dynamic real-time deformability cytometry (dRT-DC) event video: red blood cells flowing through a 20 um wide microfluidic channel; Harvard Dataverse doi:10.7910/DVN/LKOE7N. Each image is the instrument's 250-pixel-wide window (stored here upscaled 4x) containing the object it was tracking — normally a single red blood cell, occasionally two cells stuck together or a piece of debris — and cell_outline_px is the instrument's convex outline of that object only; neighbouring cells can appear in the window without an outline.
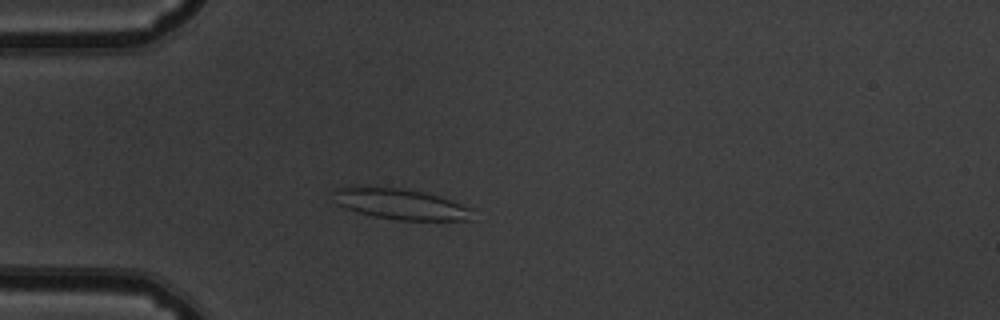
{"species": "common noctule bat (a hibernating species)", "species_latin": "Nyctalus noctula", "temperature_condition": "warm", "stored_images_in_passage": 47, "camera_frame_rate_fps": 3000, "um_per_image_px": 0.085, "animal": {"sex": "male", "body_mass_g": 19.5, "forearm_length_mm": 54.6}, "frame": {"image": 1, "passage_image": 9, "time_ms": 2.667, "image_size_px": [1000, 320], "cell_outline_px": [[472, 220], [396, 220], [376, 216], [360, 212], [336, 204], [336, 188], [400, 188], [440, 196], [472, 208]], "centroid_in_image_um": [34.16, 17.37], "position_along_channel_um": 50.8, "area_um2": 23.99}}
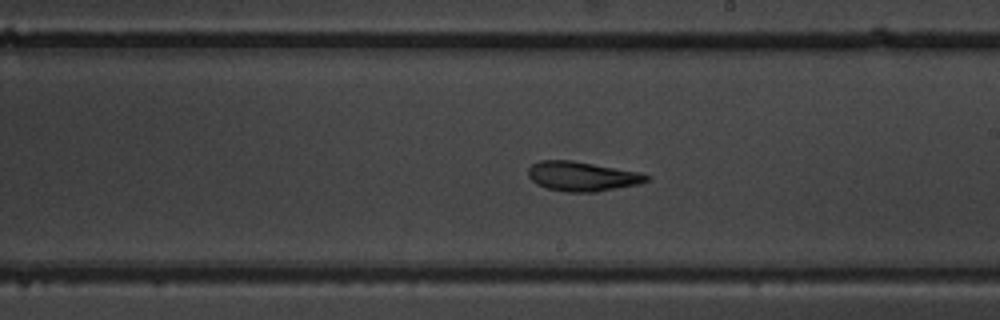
{"frame": {"image": 2, "passage_image": 25, "time_ms": 8.0, "image_size_px": [1000, 320], "cell_outline_px": [[652, 176], [648, 180], [640, 184], [596, 192], [564, 192], [548, 188], [536, 184], [528, 176], [528, 168], [532, 164], [540, 160], [572, 160], [640, 172]], "centroid_in_image_um": [49.49, 14.99], "position_along_channel_um": 239.5, "area_um2": 20.52}}
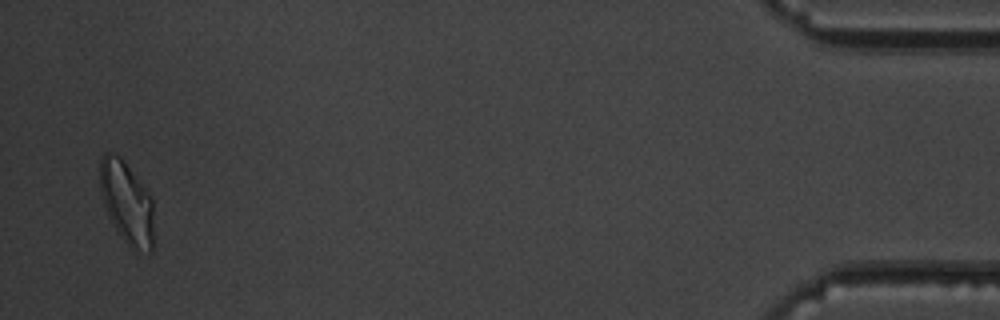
{"frame": {"image": 3, "passage_image": 46, "time_ms": 15.0, "image_size_px": [1000, 320], "cell_outline_px": [[152, 252], [148, 252], [136, 248], [128, 244], [120, 236], [104, 204], [100, 192], [100, 160], [104, 152], [108, 152], [120, 156], [124, 160], [152, 196]], "centroid_in_image_um": [10.77, 17.15], "position_along_channel_um": 424.4, "area_um2": 25.37}, "authors_computed_cell_mechanics": {"area_um2": 21.2126, "velocity_mm_per_s": 3.7895, "shape_relaxation_time_tau1_ms": 7.8958, "shape_relaxation_time_tau2_ms": 3.3674, "deformation_change_tau1": 0.1888, "deformation_change_tau2": 0.132}}